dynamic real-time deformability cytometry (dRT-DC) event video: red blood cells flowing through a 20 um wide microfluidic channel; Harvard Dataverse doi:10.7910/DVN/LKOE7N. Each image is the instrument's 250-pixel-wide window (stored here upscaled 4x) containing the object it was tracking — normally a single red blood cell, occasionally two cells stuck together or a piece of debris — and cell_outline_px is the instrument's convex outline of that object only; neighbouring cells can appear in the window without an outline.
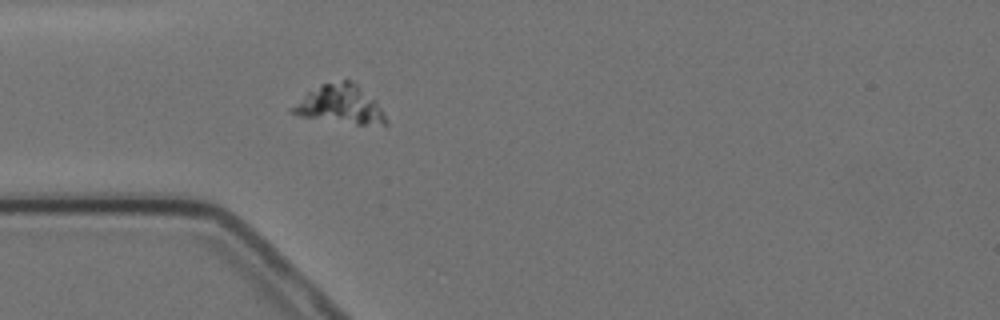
{"species": "Egyptian fruit bat (a non-hibernating species)", "species_latin": "Rousettus aegyptiacus", "temperature_condition": "cold", "stored_images_in_passage": 1, "camera_frame_rate_fps": 3000, "um_per_image_px": 0.085, "animal": {"sex": "female"}, "frame": {"image": 1, "passage_image": 1, "time_ms": 0.0, "image_size_px": [1000, 320], "cell_outline_px": [[388, 124], [356, 124], [300, 116], [292, 112], [288, 108], [308, 92], [320, 84], [344, 80], [352, 80], [376, 100], [384, 112], [388, 120]], "centroid_in_image_um": [28.93, 8.87], "position_along_channel_um": 56.1, "area_um2": 20.98}}